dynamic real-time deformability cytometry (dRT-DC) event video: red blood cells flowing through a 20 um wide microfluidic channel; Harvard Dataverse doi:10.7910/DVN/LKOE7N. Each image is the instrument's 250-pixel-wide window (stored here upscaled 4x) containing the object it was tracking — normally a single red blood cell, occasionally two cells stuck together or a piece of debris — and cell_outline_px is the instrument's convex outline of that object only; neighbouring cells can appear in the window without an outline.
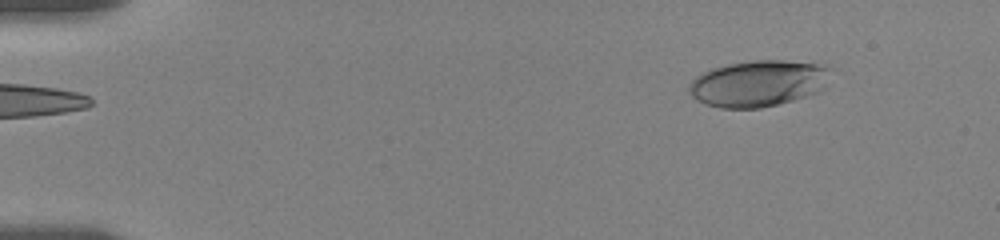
{"species": "human", "species_latin": "Homo sapiens", "temperature_condition": "room temperature", "stored_images_in_passage": 11, "camera_frame_rate_fps": 3000, "um_per_image_px": 0.085, "donor": {"sex": "female"}, "frame": {"image": 1, "passage_image": 1, "time_ms": 0.0, "image_size_px": [1000, 240], "cell_outline_px": [[832, 68], [824, 88], [808, 96], [760, 108], [720, 108], [704, 104], [696, 100], [688, 92], [688, 88], [692, 80], [696, 76], [712, 68], [728, 64], [752, 60], [784, 60], [828, 64]], "centroid_in_image_um": [64.47, 7.08], "position_along_channel_um": 20.5, "area_um2": 38.55}}
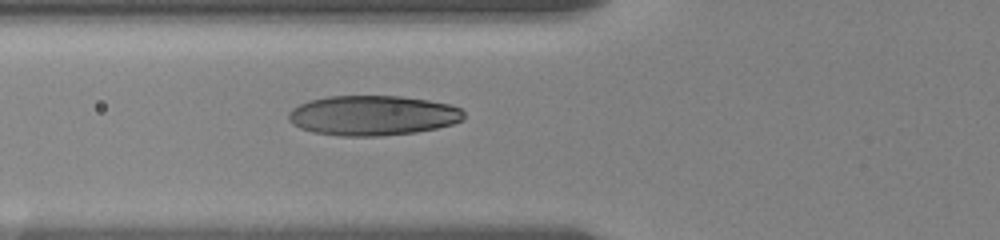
{"frame": {"image": 2, "passage_image": 11, "time_ms": 5.0, "image_size_px": [1000, 240], "cell_outline_px": [[464, 120], [452, 124], [436, 128], [416, 132], [380, 136], [340, 136], [312, 132], [300, 128], [292, 124], [288, 120], [288, 112], [292, 108], [300, 104], [312, 100], [328, 96], [400, 96], [428, 100], [448, 104], [460, 108], [464, 112]], "centroid_in_image_um": [31.67, 9.82], "position_along_channel_um": 94.1, "area_um2": 40.92}}